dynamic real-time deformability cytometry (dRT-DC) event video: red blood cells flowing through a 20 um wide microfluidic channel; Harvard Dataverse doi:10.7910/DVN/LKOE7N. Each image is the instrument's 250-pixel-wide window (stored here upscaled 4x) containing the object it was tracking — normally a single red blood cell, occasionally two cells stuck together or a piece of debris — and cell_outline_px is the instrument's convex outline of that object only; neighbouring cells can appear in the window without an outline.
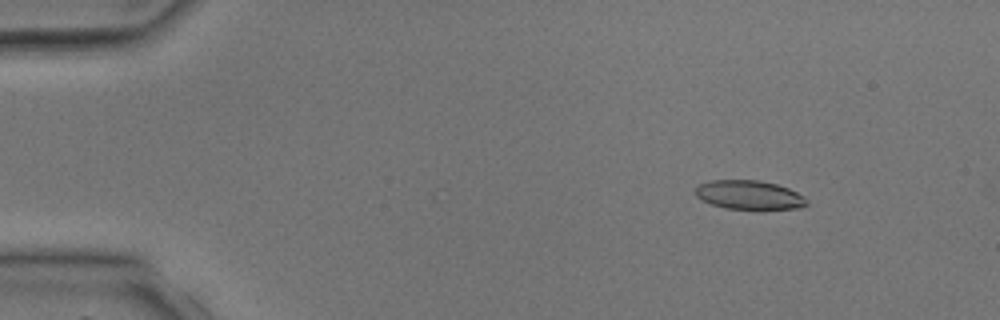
{"species": "common noctule bat (a hibernating species)", "species_latin": "Nyctalus noctula", "temperature_condition": "room temperature", "stored_images_in_passage": 4, "camera_frame_rate_fps": 3000, "um_per_image_px": 0.085, "animal": {"sex": "male", "body_mass_g": 17.9, "forearm_length_mm": 54.2}, "frame": {"image": 1, "passage_image": 1, "time_ms": 0.0, "image_size_px": [1000, 320], "cell_outline_px": [[808, 204], [800, 208], [724, 208], [700, 200], [696, 196], [696, 188], [700, 184], [712, 180], [760, 180], [776, 184], [788, 188], [804, 196], [808, 200]], "centroid_in_image_um": [63.68, 16.55], "position_along_channel_um": 21.3, "area_um2": 18.55}}
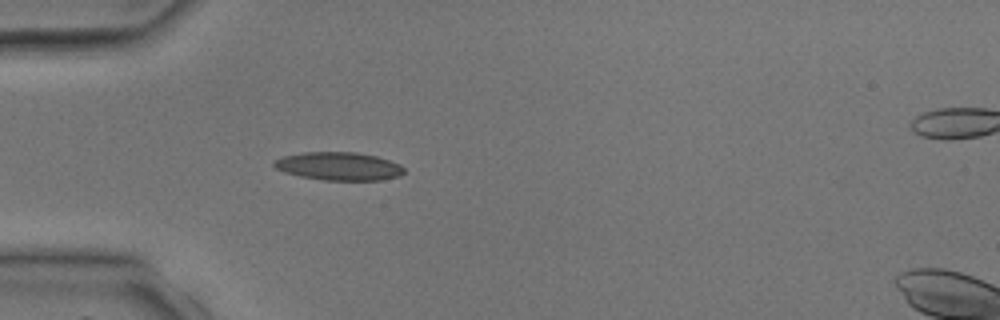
{"frame": {"image": 2, "passage_image": 3, "time_ms": 2.333, "image_size_px": [1000, 320], "cell_outline_px": [[404, 172], [400, 176], [380, 180], [324, 180], [300, 176], [284, 172], [276, 168], [272, 164], [276, 160], [284, 156], [304, 152], [356, 152], [376, 156], [400, 164], [404, 168]], "centroid_in_image_um": [28.81, 14.13], "position_along_channel_um": 56.2, "area_um2": 21.21}}